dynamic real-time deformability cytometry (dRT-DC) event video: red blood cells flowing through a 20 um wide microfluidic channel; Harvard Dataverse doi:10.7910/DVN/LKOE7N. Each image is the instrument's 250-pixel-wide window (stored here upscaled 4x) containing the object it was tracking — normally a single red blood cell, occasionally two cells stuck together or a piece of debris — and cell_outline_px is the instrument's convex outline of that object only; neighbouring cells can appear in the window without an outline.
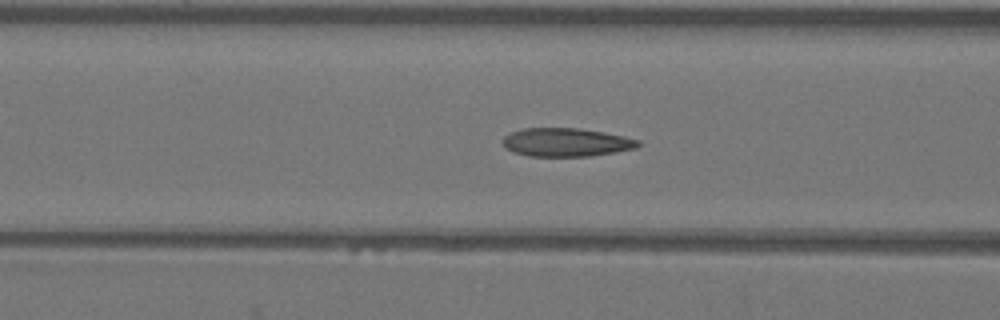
{"species": "Egyptian fruit bat (a non-hibernating species)", "species_latin": "Rousettus aegyptiacus", "temperature_condition": "warm", "stored_images_in_passage": 35, "camera_frame_rate_fps": 3000, "um_per_image_px": 0.085, "animal": {"sex": "female"}, "frame": {"image": 1, "passage_image": 6, "time_ms": 1.667, "image_size_px": [1000, 320], "cell_outline_px": [[640, 144], [636, 148], [616, 152], [592, 156], [528, 156], [512, 152], [504, 148], [504, 136], [520, 128], [580, 128], [604, 132], [624, 136], [640, 140]], "centroid_in_image_um": [48.13, 12.09], "position_along_channel_um": 118.5, "area_um2": 22.6}}
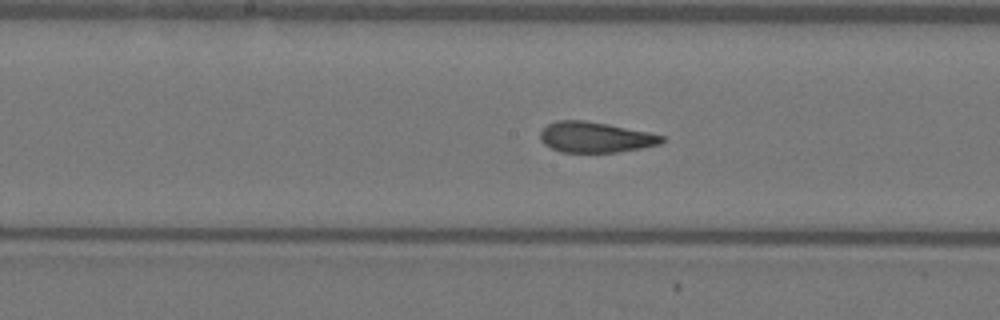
{"frame": {"image": 2, "passage_image": 12, "time_ms": 3.667, "image_size_px": [1000, 320], "cell_outline_px": [[664, 140], [660, 144], [640, 148], [616, 152], [560, 152], [544, 144], [540, 140], [540, 132], [548, 124], [556, 120], [584, 120], [608, 124], [648, 132], [664, 136]], "centroid_in_image_um": [50.58, 11.66], "position_along_channel_um": 197.6, "area_um2": 21.56}}
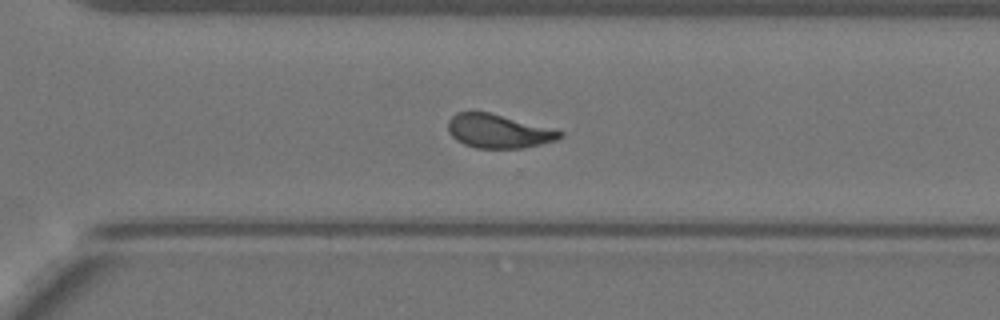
{"frame": {"image": 3, "passage_image": 22, "time_ms": 7.0, "image_size_px": [1000, 320], "cell_outline_px": [[564, 136], [556, 140], [524, 148], [476, 148], [464, 144], [456, 140], [448, 132], [448, 120], [456, 112], [472, 108], [556, 128], [564, 132]], "centroid_in_image_um": [42.36, 11.11], "position_along_channel_um": 328.2, "area_um2": 22.77}, "authors_computed_cell_mechanics": {"area_um2": 22.0218, "velocity_mm_per_s": 3.9462, "shape_relaxation_time_tau1_ms": 5.2624, "shape_relaxation_time_tau2_ms": 1.3244, "deformation_change_tau1": 0.1755, "deformation_change_tau2": 0.0746}}